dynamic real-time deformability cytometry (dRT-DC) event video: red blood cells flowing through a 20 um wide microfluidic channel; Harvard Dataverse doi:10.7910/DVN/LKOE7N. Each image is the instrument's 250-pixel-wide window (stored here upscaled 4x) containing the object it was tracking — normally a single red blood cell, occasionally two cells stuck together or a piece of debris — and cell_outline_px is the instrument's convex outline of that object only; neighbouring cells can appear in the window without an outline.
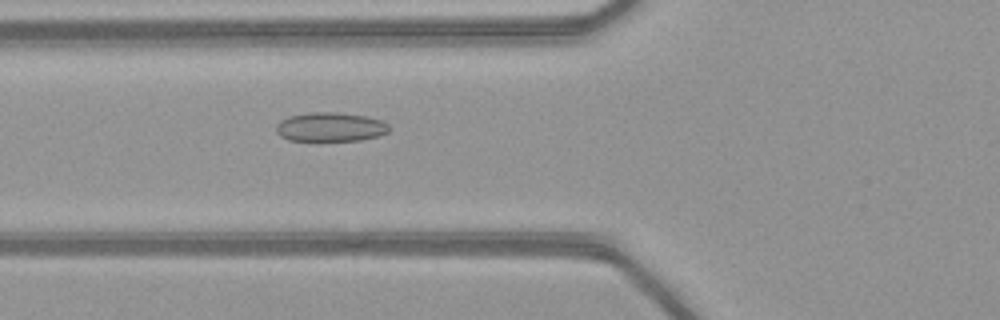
{"species": "common noctule bat (a hibernating species)", "species_latin": "Nyctalus noctula", "temperature_condition": "warm", "stored_images_in_passage": 51, "camera_frame_rate_fps": 3000, "um_per_image_px": 0.085, "animal": {"sex": "female", "body_mass_g": 21.9}, "frame": {"image": 1, "passage_image": 20, "time_ms": 6.333, "image_size_px": [1000, 320], "cell_outline_px": [[388, 132], [380, 136], [360, 140], [288, 140], [280, 136], [276, 132], [276, 124], [280, 120], [288, 116], [312, 112], [336, 112], [364, 116], [384, 120], [388, 124]], "centroid_in_image_um": [28.08, 10.79], "position_along_channel_um": 97.7, "area_um2": 19.19}}
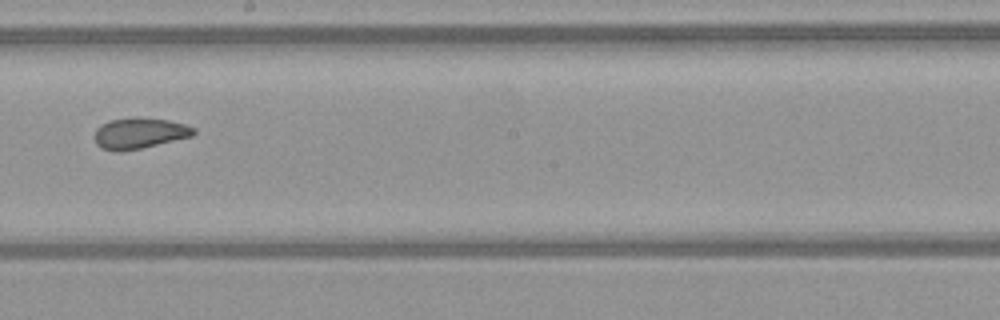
{"frame": {"image": 2, "passage_image": 30, "time_ms": 9.667, "image_size_px": [1000, 320], "cell_outline_px": [[196, 132], [192, 136], [140, 148], [120, 152], [100, 148], [96, 144], [92, 136], [96, 128], [100, 124], [108, 120], [136, 116], [168, 120], [184, 124], [196, 128]], "centroid_in_image_um": [11.79, 11.31], "position_along_channel_um": 236.4, "area_um2": 18.15}}
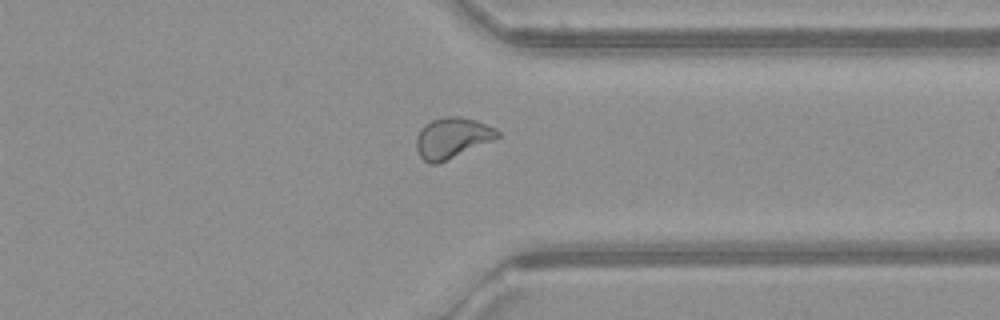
{"frame": {"image": 3, "passage_image": 40, "time_ms": 13.0, "image_size_px": [1000, 320], "cell_outline_px": [[500, 136], [492, 140], [436, 164], [428, 164], [420, 156], [416, 148], [416, 136], [420, 128], [424, 124], [432, 120], [444, 116], [460, 116], [496, 128], [500, 132]], "centroid_in_image_um": [38.38, 11.71], "position_along_channel_um": 373.0, "area_um2": 18.96}, "authors_computed_cell_mechanics": {"area_um2": 19.5942, "velocity_mm_per_s": 4.1393, "shape_relaxation_time_tau1_ms": null, "shape_relaxation_time_tau2_ms": 1.4364, "deformation_change_tau1": null, "deformation_change_tau2": 0.0602}}